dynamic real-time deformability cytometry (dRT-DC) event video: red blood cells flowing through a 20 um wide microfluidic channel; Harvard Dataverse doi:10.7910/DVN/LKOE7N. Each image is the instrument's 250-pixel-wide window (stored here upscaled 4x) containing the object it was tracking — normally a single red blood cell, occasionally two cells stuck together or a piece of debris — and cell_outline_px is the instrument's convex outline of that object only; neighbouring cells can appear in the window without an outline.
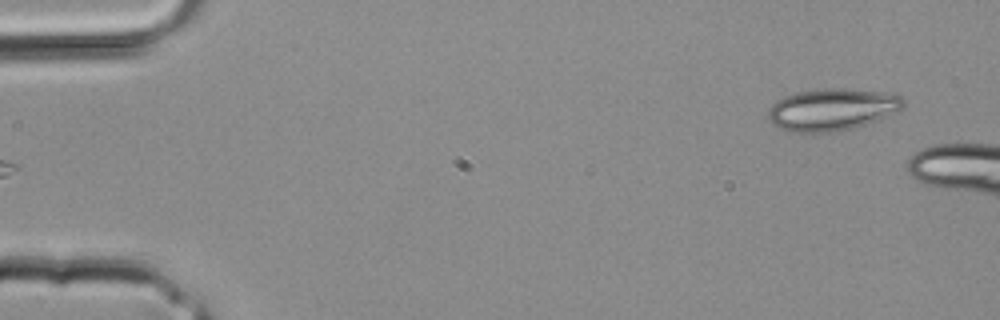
{"species": "common noctule bat (a hibernating species)", "species_latin": "Nyctalus noctula", "temperature_condition": "room temperature", "stored_images_in_passage": 3, "segment_of_instrument_passage": [2, 2], "camera_frame_rate_fps": 3000, "um_per_image_px": 0.085, "animal": {"sex": "male", "body_mass_g": 20.4}, "frame": {"image": 1, "passage_image": 3, "time_ms": 0.667, "image_size_px": [1000, 320], "cell_outline_px": [[904, 108], [900, 112], [848, 128], [828, 132], [792, 132], [780, 128], [772, 124], [768, 120], [768, 108], [776, 100], [784, 96], [796, 92], [824, 88], [844, 88], [880, 92], [900, 96], [904, 100]], "centroid_in_image_um": [70.68, 9.29], "position_along_channel_um": 14.3, "area_um2": 32.89}}